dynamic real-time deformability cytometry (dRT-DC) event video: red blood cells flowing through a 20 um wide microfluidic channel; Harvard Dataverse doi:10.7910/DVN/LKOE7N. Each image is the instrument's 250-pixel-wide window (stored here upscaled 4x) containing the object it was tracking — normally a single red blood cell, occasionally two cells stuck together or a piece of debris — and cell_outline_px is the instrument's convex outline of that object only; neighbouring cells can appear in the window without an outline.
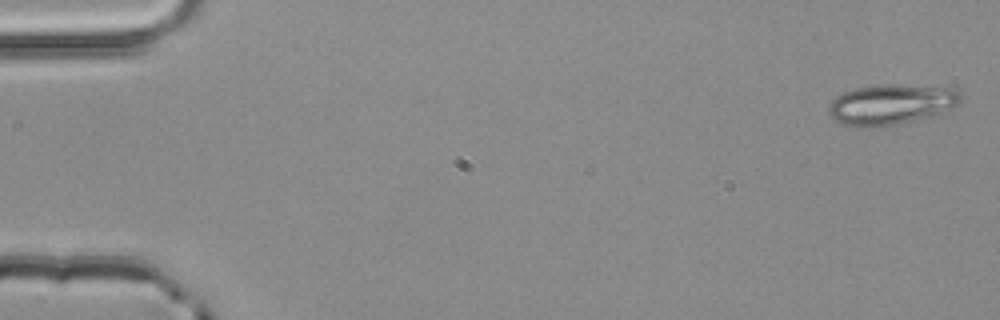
{"species": "common noctule bat (a hibernating species)", "species_latin": "Nyctalus noctula", "temperature_condition": "room temperature", "stored_images_in_passage": 4, "camera_frame_rate_fps": 3000, "um_per_image_px": 0.085, "animal": {"sex": "male", "body_mass_g": 20.4}, "frame": {"image": 1, "passage_image": 1, "time_ms": 0.0, "image_size_px": [1000, 320], "cell_outline_px": [[960, 100], [956, 104], [932, 116], [896, 124], [868, 128], [856, 128], [840, 124], [828, 112], [828, 108], [832, 100], [836, 96], [844, 92], [856, 88], [884, 84], [900, 84], [956, 88], [960, 92]], "centroid_in_image_um": [75.7, 8.87], "position_along_channel_um": 9.3, "area_um2": 31.04}}